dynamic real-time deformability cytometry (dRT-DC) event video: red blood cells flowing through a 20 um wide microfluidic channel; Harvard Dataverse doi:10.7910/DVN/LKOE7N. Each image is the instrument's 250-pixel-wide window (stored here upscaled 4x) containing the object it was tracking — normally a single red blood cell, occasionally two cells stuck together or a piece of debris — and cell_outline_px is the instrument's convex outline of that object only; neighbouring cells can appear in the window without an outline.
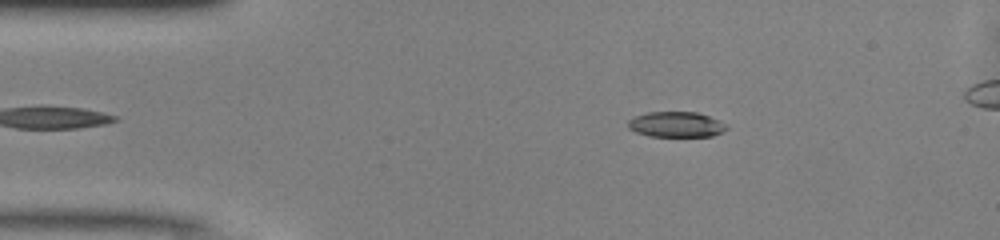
{"species": "common noctule bat (a hibernating species)", "species_latin": "Nyctalus noctula", "temperature_condition": "warm", "stored_images_in_passage": 35, "camera_frame_rate_fps": 3000, "um_per_image_px": 0.085, "animal": {"sex": "male", "body_mass_g": 13.0, "forearm_length_mm": 53.1}, "frame": {"image": 1, "passage_image": 1, "time_ms": 0.0, "image_size_px": [1000, 240], "cell_outline_px": [[728, 128], [712, 136], [648, 136], [636, 132], [628, 128], [628, 120], [632, 116], [644, 112], [696, 112], [708, 116], [724, 124]], "centroid_in_image_um": [57.38, 10.57], "position_along_channel_um": 27.6, "area_um2": 14.51}}
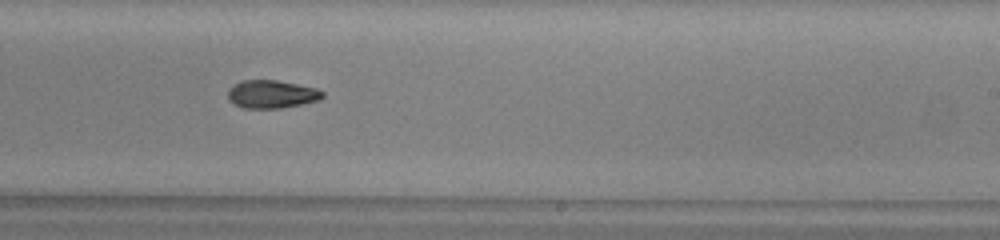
{"frame": {"image": 2, "passage_image": 22, "time_ms": 7.0, "image_size_px": [1000, 240], "cell_outline_px": [[324, 96], [320, 100], [280, 108], [244, 108], [232, 104], [228, 100], [228, 88], [240, 80], [276, 80], [316, 88], [324, 92]], "centroid_in_image_um": [23.05, 8.0], "position_along_channel_um": 265.9, "area_um2": 15.55}}
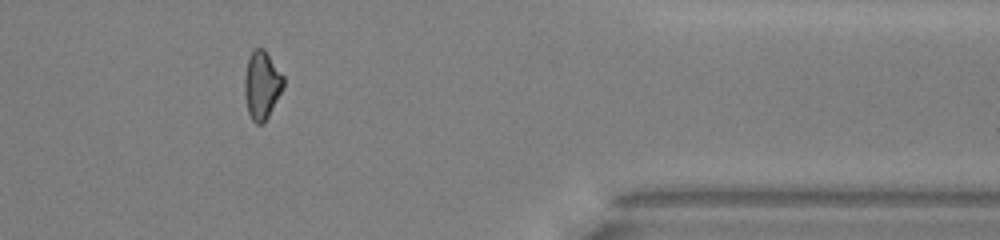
{"frame": {"image": 3, "passage_image": 33, "time_ms": 10.667, "image_size_px": [1000, 240], "cell_outline_px": [[284, 88], [264, 124], [256, 124], [252, 120], [248, 112], [244, 96], [244, 76], [248, 56], [256, 48], [264, 48], [284, 76]], "centroid_in_image_um": [22.25, 7.24], "position_along_channel_um": 389.1, "area_um2": 15.72}, "authors_computed_cell_mechanics": {"area_um2": 15.7216, "velocity_mm_per_s": 4.1245, "shape_relaxation_time_tau1_ms": 7.2422, "shape_relaxation_time_tau2_ms": null, "deformation_change_tau1": 0.1726, "deformation_change_tau2": null}}